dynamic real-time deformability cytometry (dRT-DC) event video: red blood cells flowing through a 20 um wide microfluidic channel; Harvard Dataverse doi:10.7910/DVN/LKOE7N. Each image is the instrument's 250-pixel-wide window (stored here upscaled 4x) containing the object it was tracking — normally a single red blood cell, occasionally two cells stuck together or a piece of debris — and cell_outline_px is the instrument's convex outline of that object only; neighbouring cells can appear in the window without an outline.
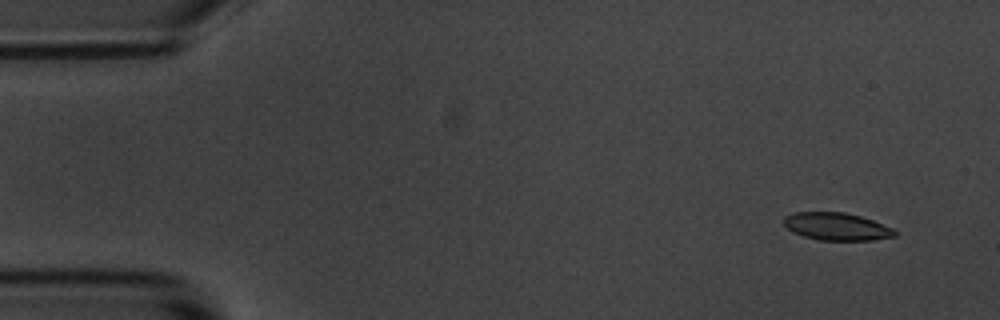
{"species": "common noctule bat (a hibernating species)", "species_latin": "Nyctalus noctula", "temperature_condition": "room temperature", "stored_images_in_passage": 4, "camera_frame_rate_fps": 3000, "um_per_image_px": 0.085, "animal": {"sex": "male", "body_mass_g": 20.1, "forearm_length_mm": 53.5}, "frame": {"image": 1, "passage_image": 1, "time_ms": 0.0, "image_size_px": [1000, 320], "cell_outline_px": [[896, 236], [872, 240], [820, 240], [804, 236], [792, 232], [784, 224], [784, 216], [796, 212], [844, 212], [860, 216], [872, 220], [892, 228], [896, 232]], "centroid_in_image_um": [71.1, 19.25], "position_along_channel_um": 13.9, "area_um2": 17.69}}
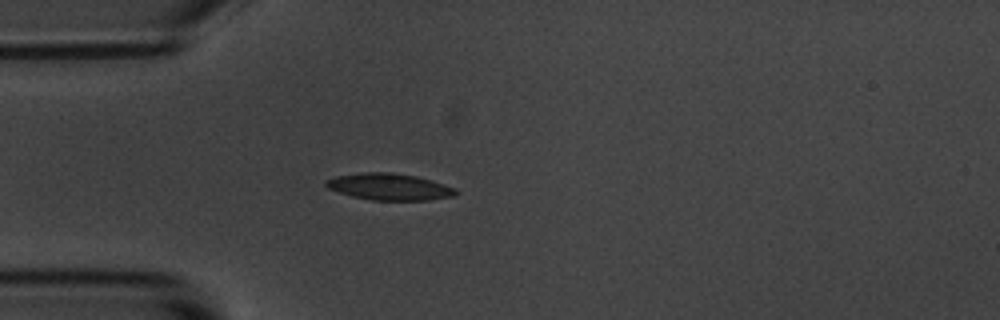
{"frame": {"image": 2, "passage_image": 4, "time_ms": 3.667, "image_size_px": [1000, 320], "cell_outline_px": [[460, 192], [456, 196], [428, 200], [372, 200], [352, 196], [328, 188], [324, 184], [324, 180], [336, 176], [364, 172], [392, 172], [416, 176], [444, 184], [456, 188]], "centroid_in_image_um": [33.12, 15.87], "position_along_channel_um": 51.9, "area_um2": 20.23}}